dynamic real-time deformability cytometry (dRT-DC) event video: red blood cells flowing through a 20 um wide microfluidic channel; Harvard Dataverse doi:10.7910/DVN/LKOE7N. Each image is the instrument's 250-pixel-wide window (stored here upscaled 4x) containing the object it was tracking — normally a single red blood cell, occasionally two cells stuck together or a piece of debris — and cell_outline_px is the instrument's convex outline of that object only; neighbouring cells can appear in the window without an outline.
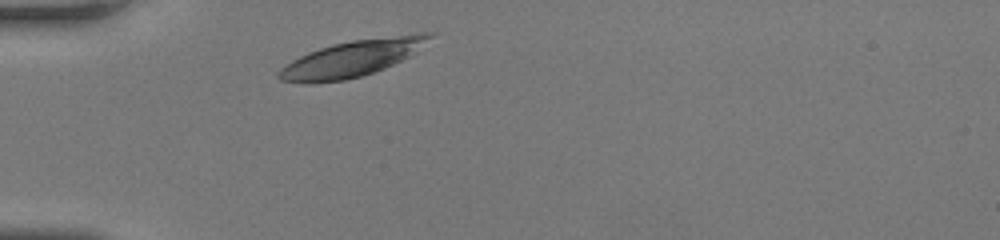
{"species": "human", "species_latin": "Homo sapiens", "temperature_condition": "room temperature", "stored_images_in_passage": 27, "camera_frame_rate_fps": 3000, "um_per_image_px": 0.085, "donor": {"sex": "female"}, "frame": {"image": 1, "passage_image": 1, "time_ms": 0.0, "image_size_px": [1000, 240], "cell_outline_px": [[436, 32], [412, 56], [384, 68], [360, 76], [344, 80], [280, 80], [276, 76], [276, 72], [280, 68], [292, 60], [308, 52], [332, 44], [352, 40], [416, 32]], "centroid_in_image_um": [30.04, 4.9], "position_along_channel_um": 55.0, "area_um2": 31.21}}
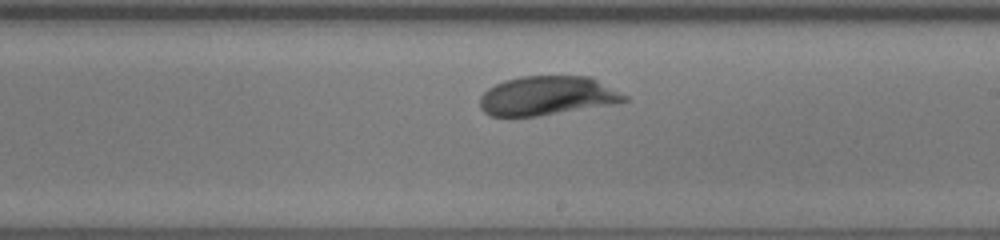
{"frame": {"image": 2, "passage_image": 16, "time_ms": 5.0, "image_size_px": [1000, 240], "cell_outline_px": [[628, 100], [612, 104], [540, 116], [488, 116], [480, 108], [480, 96], [488, 88], [504, 80], [520, 76], [592, 76], [628, 96]], "centroid_in_image_um": [46.5, 8.13], "position_along_channel_um": 242.5, "area_um2": 33.12}}
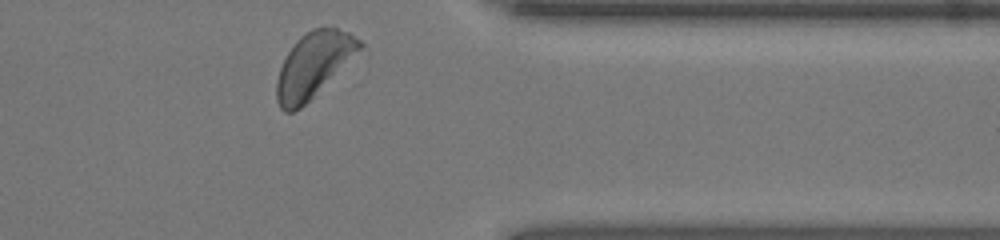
{"frame": {"image": 3, "passage_image": 27, "time_ms": 8.667, "image_size_px": [1000, 240], "cell_outline_px": [[364, 44], [300, 108], [292, 112], [284, 112], [280, 108], [276, 100], [276, 80], [280, 68], [288, 52], [296, 40], [300, 36], [312, 28], [336, 28], [348, 32], [360, 40]], "centroid_in_image_um": [26.57, 5.51], "position_along_channel_um": 384.8, "area_um2": 30.23}, "authors_computed_cell_mechanics": {"area_um2": 32.5992, "velocity_mm_per_s": 4.0586, "shape_relaxation_time_tau1_ms": 1.6485, "shape_relaxation_time_tau2_ms": null, "deformation_change_tau1": 0.087, "deformation_change_tau2": null}}